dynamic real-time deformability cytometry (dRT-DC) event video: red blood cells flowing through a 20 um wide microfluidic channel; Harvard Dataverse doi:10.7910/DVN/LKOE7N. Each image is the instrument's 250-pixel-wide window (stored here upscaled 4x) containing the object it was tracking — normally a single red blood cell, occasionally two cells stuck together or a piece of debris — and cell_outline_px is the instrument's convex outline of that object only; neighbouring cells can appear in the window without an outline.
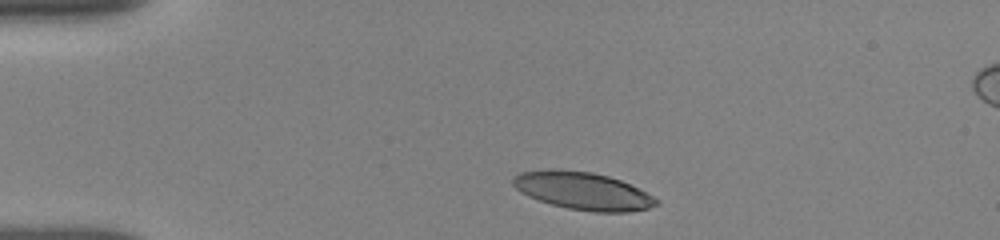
{"species": "human", "species_latin": "Homo sapiens", "temperature_condition": "room temperature", "stored_images_in_passage": 6, "camera_frame_rate_fps": 3000, "um_per_image_px": 0.085, "donor": {"sex": "female"}, "frame": {"image": 1, "passage_image": 1, "time_ms": 0.0, "image_size_px": [1000, 240], "cell_outline_px": [[660, 204], [648, 208], [628, 212], [592, 212], [568, 208], [552, 204], [528, 196], [520, 192], [512, 184], [512, 176], [520, 172], [548, 168], [556, 168], [592, 172], [608, 176], [620, 180], [660, 200]], "centroid_in_image_um": [49.5, 16.21], "position_along_channel_um": 35.5, "area_um2": 31.5}}
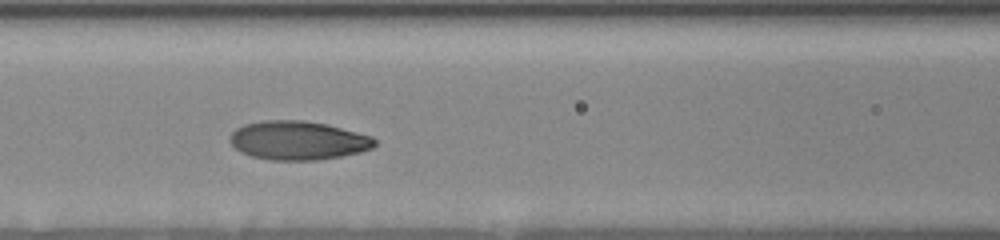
{"frame": {"image": 2, "passage_image": 5, "time_ms": 4.0, "image_size_px": [1000, 240], "cell_outline_px": [[376, 144], [372, 148], [360, 152], [340, 156], [316, 160], [268, 160], [252, 156], [240, 152], [232, 144], [232, 132], [236, 128], [244, 124], [264, 120], [304, 120], [324, 124], [372, 136], [376, 140]], "centroid_in_image_um": [25.33, 11.94], "position_along_channel_um": 141.3, "area_um2": 32.48}}
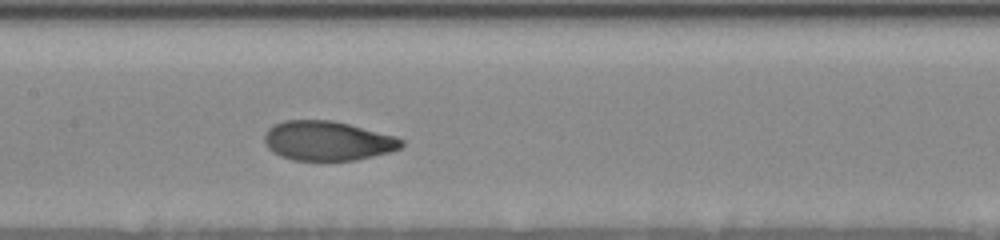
{"frame": {"image": 3, "passage_image": 6, "time_ms": 5.0, "image_size_px": [1000, 240], "cell_outline_px": [[404, 144], [400, 148], [388, 152], [356, 160], [292, 160], [280, 156], [272, 152], [268, 148], [264, 140], [264, 136], [268, 128], [272, 124], [284, 120], [332, 120], [396, 136], [404, 140]], "centroid_in_image_um": [27.81, 11.96], "position_along_channel_um": 179.6, "area_um2": 31.56}}